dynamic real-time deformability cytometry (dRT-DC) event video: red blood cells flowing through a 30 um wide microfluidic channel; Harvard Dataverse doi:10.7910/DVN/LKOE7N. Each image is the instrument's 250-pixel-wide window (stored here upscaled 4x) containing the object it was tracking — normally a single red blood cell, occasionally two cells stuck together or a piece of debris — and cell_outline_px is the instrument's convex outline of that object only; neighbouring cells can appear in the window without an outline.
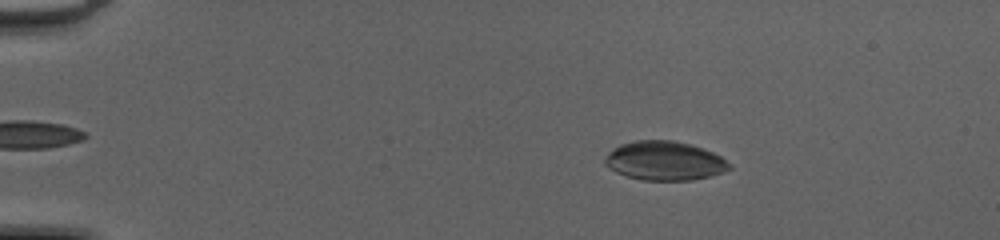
{"species": "common noctule bat (a hibernating species)", "species_latin": "Nyctalus noctula", "temperature_condition": "cold", "stored_images_in_passage": 51, "camera_frame_rate_fps": 3000, "um_per_image_px": 0.085, "animal": {"sex": "female", "body_mass_g": 20.0, "forearm_length_mm": 54.0}, "frame": {"image": 1, "passage_image": 9, "time_ms": 2.667, "image_size_px": [1000, 240], "cell_outline_px": [[732, 168], [708, 176], [692, 180], [644, 180], [628, 176], [616, 172], [608, 168], [604, 164], [604, 156], [612, 148], [620, 144], [636, 140], [672, 140], [688, 144], [712, 152], [720, 156], [732, 164]], "centroid_in_image_um": [56.44, 13.66], "position_along_channel_um": 28.6, "area_um2": 28.21}}
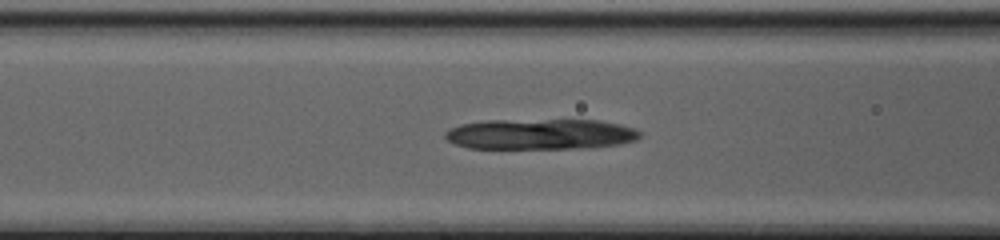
{"frame": {"image": 2, "passage_image": 22, "time_ms": 7.0, "image_size_px": [1000, 240], "cell_outline_px": [[640, 136], [636, 140], [620, 144], [572, 148], [468, 148], [456, 144], [448, 140], [444, 136], [444, 132], [460, 124], [488, 120], [600, 120], [620, 124], [636, 128], [640, 132]], "centroid_in_image_um": [45.94, 11.39], "position_along_channel_um": 120.7, "area_um2": 34.56}}
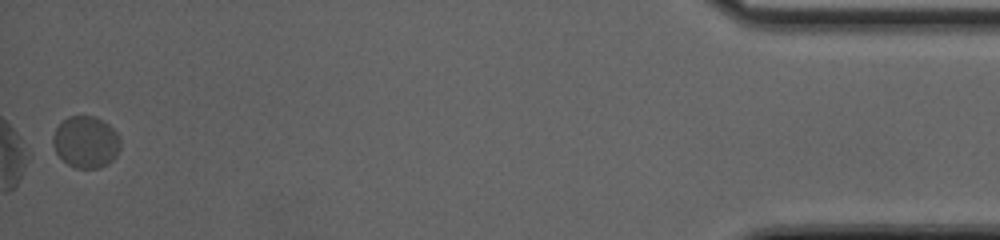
{"frame": {"image": 3, "passage_image": 51, "time_ms": 16.667, "image_size_px": [1000, 240], "cell_outline_px": [[120, 148], [116, 156], [108, 164], [96, 168], [76, 168], [68, 164], [56, 152], [52, 144], [52, 136], [56, 128], [68, 116], [92, 116], [108, 124], [120, 136]], "centroid_in_image_um": [7.3, 12.07], "position_along_channel_um": 427.9, "area_um2": 20.23}}